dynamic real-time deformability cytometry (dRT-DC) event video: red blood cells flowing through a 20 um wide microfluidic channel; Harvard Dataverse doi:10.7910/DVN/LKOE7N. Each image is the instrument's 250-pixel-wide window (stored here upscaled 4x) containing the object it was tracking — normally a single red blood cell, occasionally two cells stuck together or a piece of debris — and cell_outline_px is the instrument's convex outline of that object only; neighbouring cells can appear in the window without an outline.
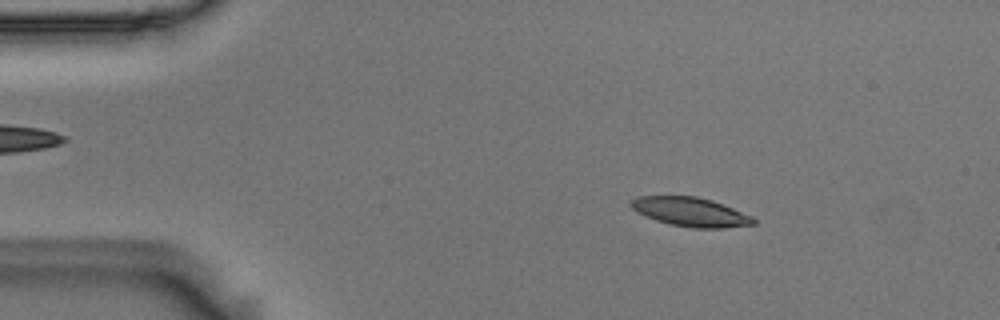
{"species": "Egyptian fruit bat (a non-hibernating species)", "species_latin": "Rousettus aegyptiacus", "temperature_condition": "room temperature", "stored_images_in_passage": 48, "segment_of_instrument_passage": [1, 2], "camera_frame_rate_fps": 3000, "um_per_image_px": 0.085, "animal": {"sex": "male"}, "frame": {"image": 1, "passage_image": 1, "time_ms": 0.0, "image_size_px": [1000, 320], "cell_outline_px": [[756, 224], [724, 228], [692, 228], [668, 224], [656, 220], [632, 208], [628, 204], [632, 200], [640, 196], [696, 196], [712, 200], [752, 216], [756, 220]], "centroid_in_image_um": [58.73, 18.02], "position_along_channel_um": 26.3, "area_um2": 20.58}}
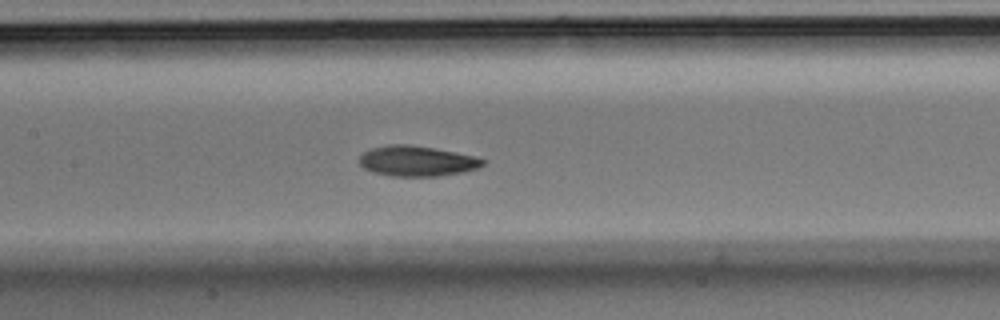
{"frame": {"image": 2, "passage_image": 18, "time_ms": 5.667, "image_size_px": [1000, 320], "cell_outline_px": [[484, 164], [476, 168], [464, 172], [440, 176], [392, 176], [372, 172], [364, 168], [360, 164], [360, 156], [364, 152], [372, 148], [388, 144], [412, 144], [476, 156], [484, 160]], "centroid_in_image_um": [35.43, 13.68], "position_along_channel_um": 172.0, "area_um2": 21.85}}
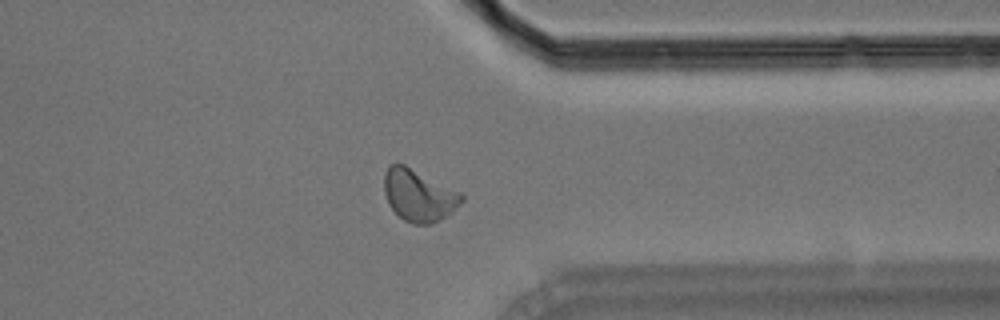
{"frame": {"image": 3, "passage_image": 35, "time_ms": 11.333, "image_size_px": [1000, 320], "cell_outline_px": [[464, 200], [452, 212], [432, 224], [412, 224], [404, 220], [388, 204], [384, 192], [384, 172], [388, 164], [404, 164], [460, 192], [464, 196]], "centroid_in_image_um": [35.58, 16.6], "position_along_channel_um": 375.8, "area_um2": 23.35}}